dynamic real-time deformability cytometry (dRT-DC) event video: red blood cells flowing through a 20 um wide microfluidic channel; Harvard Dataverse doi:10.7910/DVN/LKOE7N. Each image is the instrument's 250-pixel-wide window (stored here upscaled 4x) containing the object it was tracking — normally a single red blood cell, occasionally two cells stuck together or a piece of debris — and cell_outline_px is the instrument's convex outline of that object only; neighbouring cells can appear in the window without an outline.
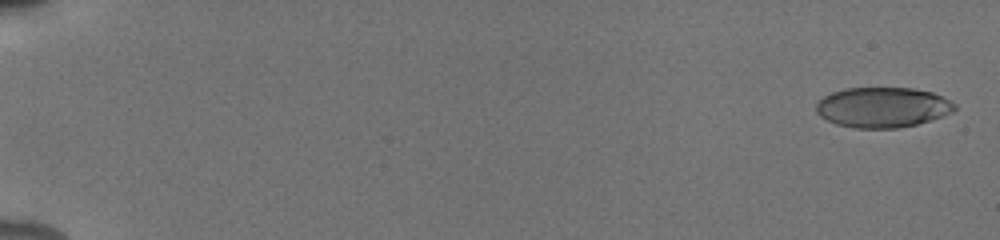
{"species": "human", "species_latin": "Homo sapiens", "temperature_condition": "cold", "stored_images_in_passage": 54, "camera_frame_rate_fps": 3000, "um_per_image_px": 0.085, "donor": {"sex": "male"}, "frame": {"image": 1, "passage_image": 1, "time_ms": 0.0, "image_size_px": [1000, 240], "cell_outline_px": [[956, 108], [952, 112], [916, 124], [900, 128], [856, 128], [836, 124], [820, 116], [816, 112], [816, 104], [824, 96], [832, 92], [844, 88], [912, 88], [932, 92], [956, 104]], "centroid_in_image_um": [74.99, 9.12], "position_along_channel_um": 10.0, "area_um2": 32.25}}
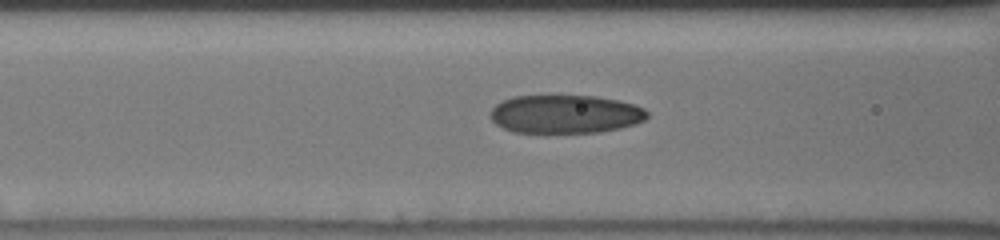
{"frame": {"image": 2, "passage_image": 24, "time_ms": 7.667, "image_size_px": [1000, 240], "cell_outline_px": [[648, 116], [644, 120], [636, 124], [620, 128], [600, 132], [512, 132], [496, 124], [488, 116], [492, 108], [496, 104], [512, 96], [596, 96], [616, 100], [632, 104], [644, 108], [648, 112]], "centroid_in_image_um": [48.04, 9.7], "position_along_channel_um": 118.6, "area_um2": 35.03}}
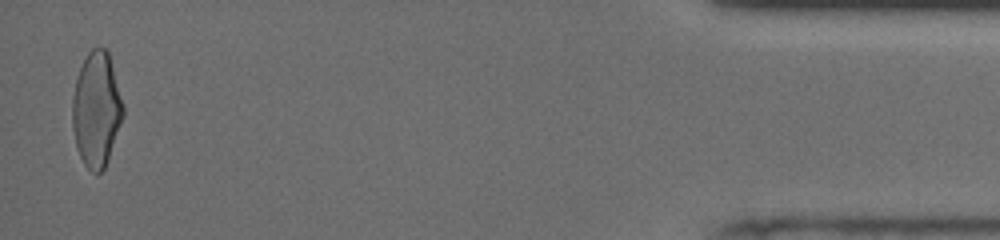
{"frame": {"image": 3, "passage_image": 53, "time_ms": 17.333, "image_size_px": [1000, 240], "cell_outline_px": [[124, 116], [108, 160], [104, 168], [96, 176], [84, 164], [76, 148], [72, 128], [72, 96], [76, 80], [80, 68], [88, 52], [92, 48], [104, 48], [108, 52], [124, 104]], "centroid_in_image_um": [8.2, 9.34], "position_along_channel_um": 427.0, "area_um2": 34.16}, "authors_computed_cell_mechanics": {"area_um2": 34.2754, "velocity_mm_per_s": 3.9187, "shape_relaxation_time_tau1_ms": 4.2715, "shape_relaxation_time_tau2_ms": 1.1102, "deformation_change_tau1": 0.1526, "deformation_change_tau2": 0.0725}}